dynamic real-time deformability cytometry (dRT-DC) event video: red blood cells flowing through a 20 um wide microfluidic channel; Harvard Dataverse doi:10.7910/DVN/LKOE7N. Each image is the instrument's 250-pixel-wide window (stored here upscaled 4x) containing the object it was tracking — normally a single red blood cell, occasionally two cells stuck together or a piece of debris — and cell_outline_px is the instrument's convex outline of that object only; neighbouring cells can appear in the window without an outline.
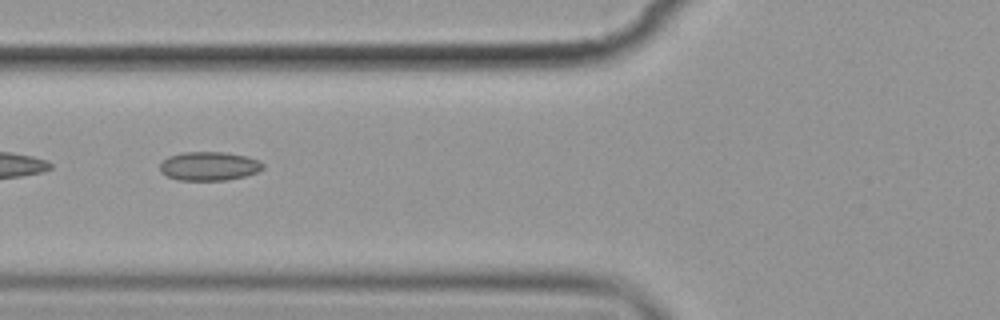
{"species": "common noctule bat (a hibernating species)", "species_latin": "Nyctalus noctula", "temperature_condition": "cold", "stored_images_in_passage": 6, "camera_frame_rate_fps": 3000, "um_per_image_px": 0.085, "animal": {"sex": "female", "body_mass_g": 19.9}, "frame": {"image": 1, "passage_image": 6, "time_ms": 6.0, "image_size_px": [1000, 320], "cell_outline_px": [[264, 168], [256, 172], [244, 176], [224, 180], [180, 180], [168, 176], [160, 172], [160, 164], [168, 156], [184, 152], [224, 152], [244, 156], [260, 160], [264, 164]], "centroid_in_image_um": [17.77, 14.11], "position_along_channel_um": 108.0, "area_um2": 17.17}}